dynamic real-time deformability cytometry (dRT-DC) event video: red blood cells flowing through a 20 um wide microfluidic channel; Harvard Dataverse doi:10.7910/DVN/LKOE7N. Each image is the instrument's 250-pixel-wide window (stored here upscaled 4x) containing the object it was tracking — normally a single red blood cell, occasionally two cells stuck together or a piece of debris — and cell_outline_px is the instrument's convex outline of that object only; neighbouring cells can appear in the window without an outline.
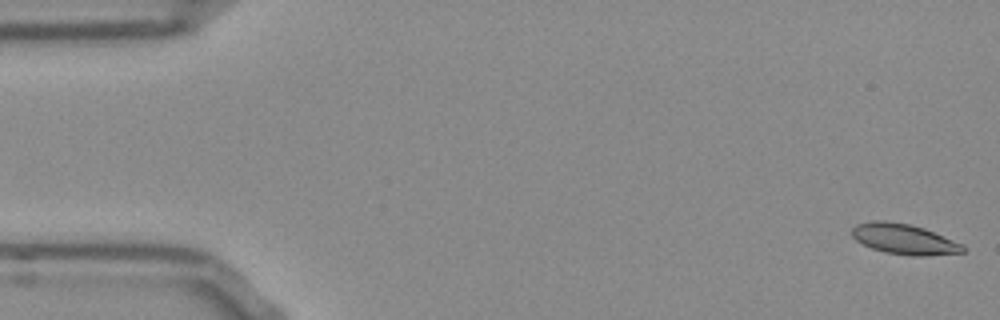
{"species": "Egyptian fruit bat (a non-hibernating species)", "species_latin": "Rousettus aegyptiacus", "temperature_condition": "room temperature", "stored_images_in_passage": 52, "camera_frame_rate_fps": 3000, "um_per_image_px": 0.085, "frame": {"image": 1, "passage_image": 1, "time_ms": 0.0, "image_size_px": [1000, 320], "cell_outline_px": [[964, 252], [924, 256], [912, 256], [884, 252], [872, 248], [856, 240], [852, 236], [852, 228], [856, 224], [872, 220], [884, 220], [908, 224], [924, 228], [964, 244]], "centroid_in_image_um": [76.85, 20.32], "position_along_channel_um": 8.2, "area_um2": 19.65}}
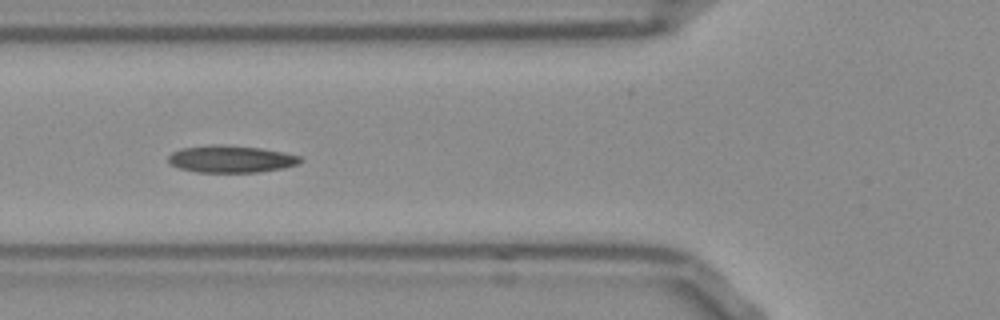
{"frame": {"image": 2, "passage_image": 19, "time_ms": 6.0, "image_size_px": [1000, 320], "cell_outline_px": [[304, 160], [296, 164], [284, 168], [260, 172], [196, 172], [180, 168], [172, 164], [168, 160], [168, 156], [172, 152], [180, 148], [212, 144], [220, 144], [260, 148], [284, 152], [300, 156]], "centroid_in_image_um": [19.64, 13.51], "position_along_channel_um": 106.2, "area_um2": 20.92}}
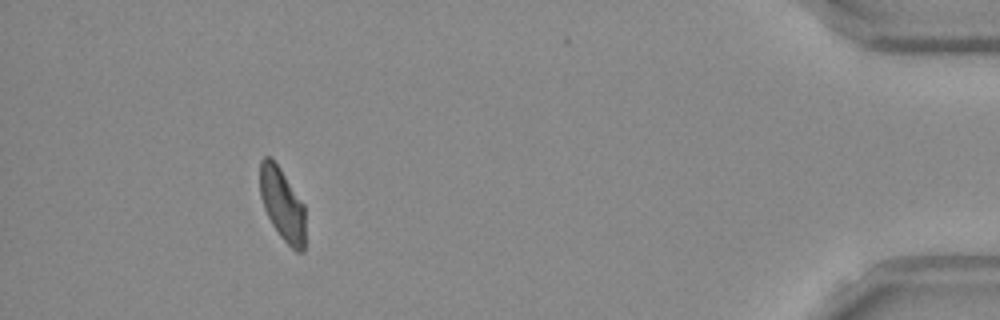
{"frame": {"image": 3, "passage_image": 48, "time_ms": 15.667, "image_size_px": [1000, 320], "cell_outline_px": [[304, 252], [296, 252], [280, 236], [272, 224], [264, 208], [260, 196], [260, 160], [264, 156], [268, 156], [280, 168], [304, 204]], "centroid_in_image_um": [23.99, 17.37], "position_along_channel_um": 411.2, "area_um2": 19.02}, "authors_computed_cell_mechanics": {"area_um2": 20.0277, "velocity_mm_per_s": 3.8285, "shape_relaxation_time_tau1_ms": null, "shape_relaxation_time_tau2_ms": 1.4584, "deformation_change_tau1": null, "deformation_change_tau2": 0.0763}}